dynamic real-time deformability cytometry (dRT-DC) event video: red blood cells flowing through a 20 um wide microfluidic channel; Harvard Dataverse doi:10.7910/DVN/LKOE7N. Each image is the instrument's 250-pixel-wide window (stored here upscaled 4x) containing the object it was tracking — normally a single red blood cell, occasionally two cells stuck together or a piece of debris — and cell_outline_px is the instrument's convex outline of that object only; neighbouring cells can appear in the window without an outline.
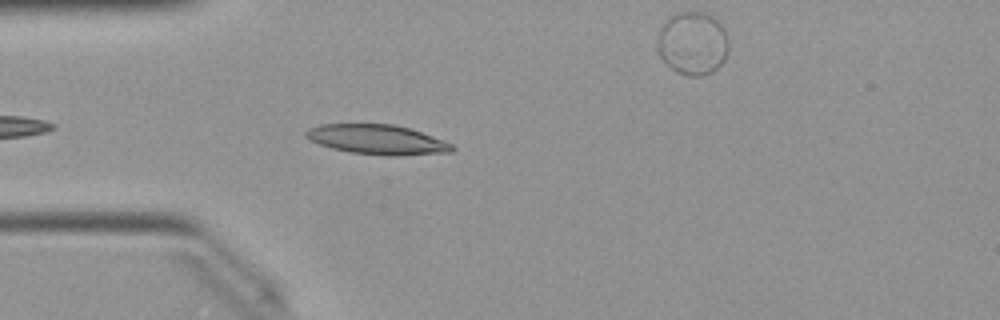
{"species": "Egyptian fruit bat (a non-hibernating species)", "species_latin": "Rousettus aegyptiacus", "temperature_condition": "warm", "stored_images_in_passage": 38, "camera_frame_rate_fps": 3000, "um_per_image_px": 0.085, "animal": {"sex": "female"}, "frame": {"image": 1, "passage_image": 4, "time_ms": 1.0, "image_size_px": [1000, 320], "cell_outline_px": [[456, 148], [452, 152], [396, 156], [384, 156], [348, 152], [332, 148], [308, 140], [304, 136], [304, 132], [308, 128], [320, 124], [392, 124], [408, 128], [444, 140], [452, 144]], "centroid_in_image_um": [32.04, 11.87], "position_along_channel_um": 53.0, "area_um2": 25.49}}
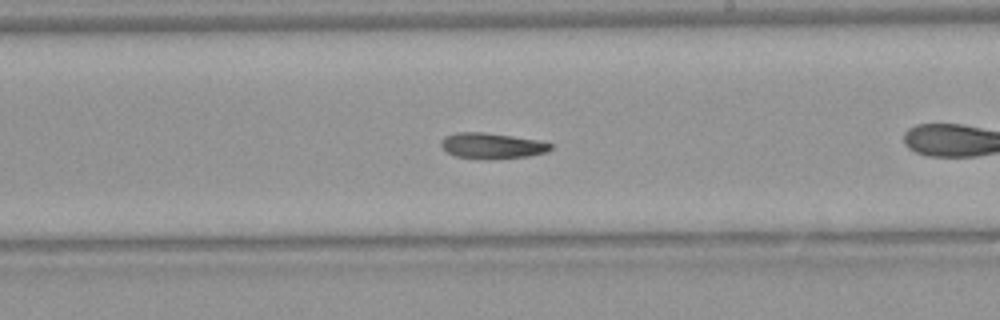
{"frame": {"image": 2, "passage_image": 16, "time_ms": 5.0, "image_size_px": [1000, 320], "cell_outline_px": [[552, 148], [544, 152], [528, 156], [484, 160], [456, 156], [448, 152], [440, 144], [440, 140], [444, 136], [456, 132], [484, 132], [512, 136], [536, 140], [552, 144]], "centroid_in_image_um": [41.76, 12.39], "position_along_channel_um": 247.2, "area_um2": 16.36}}
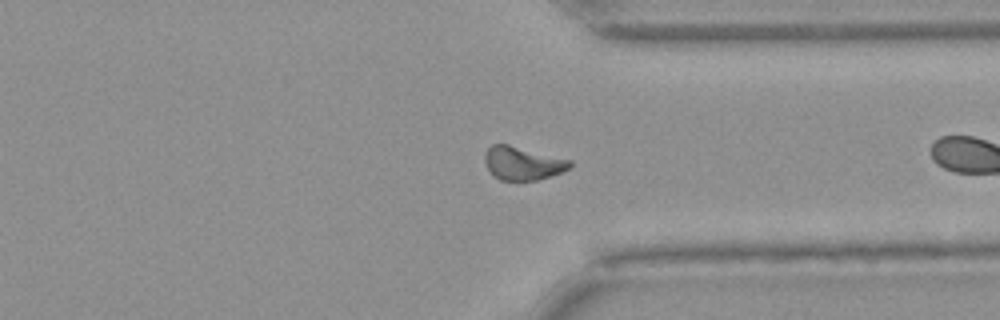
{"frame": {"image": 3, "passage_image": 25, "time_ms": 8.0, "image_size_px": [1000, 320], "cell_outline_px": [[572, 168], [564, 172], [536, 180], [500, 180], [488, 168], [484, 160], [484, 152], [492, 144], [508, 144], [572, 160]], "centroid_in_image_um": [44.47, 13.87], "position_along_channel_um": 366.9, "area_um2": 16.59}}